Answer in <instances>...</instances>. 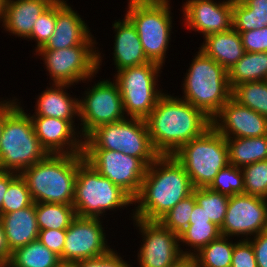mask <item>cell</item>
I'll use <instances>...</instances> for the list:
<instances>
[{
  "mask_svg": "<svg viewBox=\"0 0 267 267\" xmlns=\"http://www.w3.org/2000/svg\"><path fill=\"white\" fill-rule=\"evenodd\" d=\"M19 175L12 171H0V215L3 204V199L7 193L9 184Z\"/></svg>",
  "mask_w": 267,
  "mask_h": 267,
  "instance_id": "obj_45",
  "label": "cell"
},
{
  "mask_svg": "<svg viewBox=\"0 0 267 267\" xmlns=\"http://www.w3.org/2000/svg\"><path fill=\"white\" fill-rule=\"evenodd\" d=\"M57 267H75L74 263H60Z\"/></svg>",
  "mask_w": 267,
  "mask_h": 267,
  "instance_id": "obj_52",
  "label": "cell"
},
{
  "mask_svg": "<svg viewBox=\"0 0 267 267\" xmlns=\"http://www.w3.org/2000/svg\"><path fill=\"white\" fill-rule=\"evenodd\" d=\"M33 203L27 183L19 174L8 186L3 199L1 215L26 208Z\"/></svg>",
  "mask_w": 267,
  "mask_h": 267,
  "instance_id": "obj_38",
  "label": "cell"
},
{
  "mask_svg": "<svg viewBox=\"0 0 267 267\" xmlns=\"http://www.w3.org/2000/svg\"><path fill=\"white\" fill-rule=\"evenodd\" d=\"M83 156L97 172L119 186L133 200L138 196L148 168L140 158L108 149H83Z\"/></svg>",
  "mask_w": 267,
  "mask_h": 267,
  "instance_id": "obj_14",
  "label": "cell"
},
{
  "mask_svg": "<svg viewBox=\"0 0 267 267\" xmlns=\"http://www.w3.org/2000/svg\"><path fill=\"white\" fill-rule=\"evenodd\" d=\"M235 240L231 267H258L251 242L245 239Z\"/></svg>",
  "mask_w": 267,
  "mask_h": 267,
  "instance_id": "obj_40",
  "label": "cell"
},
{
  "mask_svg": "<svg viewBox=\"0 0 267 267\" xmlns=\"http://www.w3.org/2000/svg\"><path fill=\"white\" fill-rule=\"evenodd\" d=\"M212 127L225 138L261 137L267 135V118L231 97L212 118Z\"/></svg>",
  "mask_w": 267,
  "mask_h": 267,
  "instance_id": "obj_18",
  "label": "cell"
},
{
  "mask_svg": "<svg viewBox=\"0 0 267 267\" xmlns=\"http://www.w3.org/2000/svg\"><path fill=\"white\" fill-rule=\"evenodd\" d=\"M66 0H56V26L53 35L39 50H56L82 43H98L89 25Z\"/></svg>",
  "mask_w": 267,
  "mask_h": 267,
  "instance_id": "obj_20",
  "label": "cell"
},
{
  "mask_svg": "<svg viewBox=\"0 0 267 267\" xmlns=\"http://www.w3.org/2000/svg\"><path fill=\"white\" fill-rule=\"evenodd\" d=\"M245 52H267V26L246 32H239Z\"/></svg>",
  "mask_w": 267,
  "mask_h": 267,
  "instance_id": "obj_42",
  "label": "cell"
},
{
  "mask_svg": "<svg viewBox=\"0 0 267 267\" xmlns=\"http://www.w3.org/2000/svg\"><path fill=\"white\" fill-rule=\"evenodd\" d=\"M252 246L258 267H267V230L248 239Z\"/></svg>",
  "mask_w": 267,
  "mask_h": 267,
  "instance_id": "obj_44",
  "label": "cell"
},
{
  "mask_svg": "<svg viewBox=\"0 0 267 267\" xmlns=\"http://www.w3.org/2000/svg\"><path fill=\"white\" fill-rule=\"evenodd\" d=\"M163 68L150 61L143 65L115 70L112 79L119 87L126 117L145 119L152 112L158 99L166 91L158 84Z\"/></svg>",
  "mask_w": 267,
  "mask_h": 267,
  "instance_id": "obj_11",
  "label": "cell"
},
{
  "mask_svg": "<svg viewBox=\"0 0 267 267\" xmlns=\"http://www.w3.org/2000/svg\"><path fill=\"white\" fill-rule=\"evenodd\" d=\"M6 1L7 0H0V24L3 26L4 22V11H5V6H6Z\"/></svg>",
  "mask_w": 267,
  "mask_h": 267,
  "instance_id": "obj_51",
  "label": "cell"
},
{
  "mask_svg": "<svg viewBox=\"0 0 267 267\" xmlns=\"http://www.w3.org/2000/svg\"><path fill=\"white\" fill-rule=\"evenodd\" d=\"M56 0H7L4 11L3 30L26 40L38 17Z\"/></svg>",
  "mask_w": 267,
  "mask_h": 267,
  "instance_id": "obj_23",
  "label": "cell"
},
{
  "mask_svg": "<svg viewBox=\"0 0 267 267\" xmlns=\"http://www.w3.org/2000/svg\"><path fill=\"white\" fill-rule=\"evenodd\" d=\"M119 254V255H118ZM117 250L112 249L107 254L75 262V267H132L127 260L123 259Z\"/></svg>",
  "mask_w": 267,
  "mask_h": 267,
  "instance_id": "obj_41",
  "label": "cell"
},
{
  "mask_svg": "<svg viewBox=\"0 0 267 267\" xmlns=\"http://www.w3.org/2000/svg\"><path fill=\"white\" fill-rule=\"evenodd\" d=\"M182 7V24L188 31L206 37L209 34L226 32L232 28V1L185 0Z\"/></svg>",
  "mask_w": 267,
  "mask_h": 267,
  "instance_id": "obj_17",
  "label": "cell"
},
{
  "mask_svg": "<svg viewBox=\"0 0 267 267\" xmlns=\"http://www.w3.org/2000/svg\"><path fill=\"white\" fill-rule=\"evenodd\" d=\"M97 45L98 43H82L64 49L38 50L33 54L43 60L46 74L52 81L49 84H68L75 87L81 81L86 84L91 82L99 74L105 54Z\"/></svg>",
  "mask_w": 267,
  "mask_h": 267,
  "instance_id": "obj_9",
  "label": "cell"
},
{
  "mask_svg": "<svg viewBox=\"0 0 267 267\" xmlns=\"http://www.w3.org/2000/svg\"><path fill=\"white\" fill-rule=\"evenodd\" d=\"M196 199L192 193L176 204L159 222L173 233L180 235L189 225Z\"/></svg>",
  "mask_w": 267,
  "mask_h": 267,
  "instance_id": "obj_36",
  "label": "cell"
},
{
  "mask_svg": "<svg viewBox=\"0 0 267 267\" xmlns=\"http://www.w3.org/2000/svg\"><path fill=\"white\" fill-rule=\"evenodd\" d=\"M34 132L48 154H83L84 138L67 120L30 116Z\"/></svg>",
  "mask_w": 267,
  "mask_h": 267,
  "instance_id": "obj_19",
  "label": "cell"
},
{
  "mask_svg": "<svg viewBox=\"0 0 267 267\" xmlns=\"http://www.w3.org/2000/svg\"><path fill=\"white\" fill-rule=\"evenodd\" d=\"M176 267H196V264L192 259L186 258Z\"/></svg>",
  "mask_w": 267,
  "mask_h": 267,
  "instance_id": "obj_50",
  "label": "cell"
},
{
  "mask_svg": "<svg viewBox=\"0 0 267 267\" xmlns=\"http://www.w3.org/2000/svg\"><path fill=\"white\" fill-rule=\"evenodd\" d=\"M129 216L133 226L141 234L142 242L137 250L140 267H176L186 259L179 244V235L164 227L159 221H146Z\"/></svg>",
  "mask_w": 267,
  "mask_h": 267,
  "instance_id": "obj_13",
  "label": "cell"
},
{
  "mask_svg": "<svg viewBox=\"0 0 267 267\" xmlns=\"http://www.w3.org/2000/svg\"><path fill=\"white\" fill-rule=\"evenodd\" d=\"M12 251L9 249L2 222L0 220V261L7 266L11 259Z\"/></svg>",
  "mask_w": 267,
  "mask_h": 267,
  "instance_id": "obj_46",
  "label": "cell"
},
{
  "mask_svg": "<svg viewBox=\"0 0 267 267\" xmlns=\"http://www.w3.org/2000/svg\"><path fill=\"white\" fill-rule=\"evenodd\" d=\"M173 157L184 167L194 188L209 187L218 172L229 164L226 139L212 126L183 144Z\"/></svg>",
  "mask_w": 267,
  "mask_h": 267,
  "instance_id": "obj_7",
  "label": "cell"
},
{
  "mask_svg": "<svg viewBox=\"0 0 267 267\" xmlns=\"http://www.w3.org/2000/svg\"><path fill=\"white\" fill-rule=\"evenodd\" d=\"M56 26V1L46 9L35 21L31 35L26 41L34 40L35 50L42 48L53 35Z\"/></svg>",
  "mask_w": 267,
  "mask_h": 267,
  "instance_id": "obj_39",
  "label": "cell"
},
{
  "mask_svg": "<svg viewBox=\"0 0 267 267\" xmlns=\"http://www.w3.org/2000/svg\"><path fill=\"white\" fill-rule=\"evenodd\" d=\"M267 80V52H245L228 71L231 90L245 82Z\"/></svg>",
  "mask_w": 267,
  "mask_h": 267,
  "instance_id": "obj_28",
  "label": "cell"
},
{
  "mask_svg": "<svg viewBox=\"0 0 267 267\" xmlns=\"http://www.w3.org/2000/svg\"><path fill=\"white\" fill-rule=\"evenodd\" d=\"M171 0L126 6L125 16L135 26L149 61L165 65L174 23Z\"/></svg>",
  "mask_w": 267,
  "mask_h": 267,
  "instance_id": "obj_10",
  "label": "cell"
},
{
  "mask_svg": "<svg viewBox=\"0 0 267 267\" xmlns=\"http://www.w3.org/2000/svg\"><path fill=\"white\" fill-rule=\"evenodd\" d=\"M220 236V227L213 222L189 223L187 228L179 235L180 250L185 258L191 259L203 247Z\"/></svg>",
  "mask_w": 267,
  "mask_h": 267,
  "instance_id": "obj_30",
  "label": "cell"
},
{
  "mask_svg": "<svg viewBox=\"0 0 267 267\" xmlns=\"http://www.w3.org/2000/svg\"><path fill=\"white\" fill-rule=\"evenodd\" d=\"M201 44L199 49L226 71H229L245 53L241 35L233 27L226 32L207 35Z\"/></svg>",
  "mask_w": 267,
  "mask_h": 267,
  "instance_id": "obj_25",
  "label": "cell"
},
{
  "mask_svg": "<svg viewBox=\"0 0 267 267\" xmlns=\"http://www.w3.org/2000/svg\"><path fill=\"white\" fill-rule=\"evenodd\" d=\"M9 249L25 246L39 237L36 203L15 212L0 215Z\"/></svg>",
  "mask_w": 267,
  "mask_h": 267,
  "instance_id": "obj_24",
  "label": "cell"
},
{
  "mask_svg": "<svg viewBox=\"0 0 267 267\" xmlns=\"http://www.w3.org/2000/svg\"><path fill=\"white\" fill-rule=\"evenodd\" d=\"M5 118V98H0V135L3 127V121Z\"/></svg>",
  "mask_w": 267,
  "mask_h": 267,
  "instance_id": "obj_48",
  "label": "cell"
},
{
  "mask_svg": "<svg viewBox=\"0 0 267 267\" xmlns=\"http://www.w3.org/2000/svg\"><path fill=\"white\" fill-rule=\"evenodd\" d=\"M127 1H128L127 5H132V4L159 3L167 0H127Z\"/></svg>",
  "mask_w": 267,
  "mask_h": 267,
  "instance_id": "obj_49",
  "label": "cell"
},
{
  "mask_svg": "<svg viewBox=\"0 0 267 267\" xmlns=\"http://www.w3.org/2000/svg\"><path fill=\"white\" fill-rule=\"evenodd\" d=\"M196 203L202 206L210 221L221 227L229 204V196L211 190L209 187L194 188Z\"/></svg>",
  "mask_w": 267,
  "mask_h": 267,
  "instance_id": "obj_34",
  "label": "cell"
},
{
  "mask_svg": "<svg viewBox=\"0 0 267 267\" xmlns=\"http://www.w3.org/2000/svg\"><path fill=\"white\" fill-rule=\"evenodd\" d=\"M72 205L76 216L105 219L108 210L113 212L121 208L124 210L125 207L133 206L134 200L88 164L83 154H78Z\"/></svg>",
  "mask_w": 267,
  "mask_h": 267,
  "instance_id": "obj_6",
  "label": "cell"
},
{
  "mask_svg": "<svg viewBox=\"0 0 267 267\" xmlns=\"http://www.w3.org/2000/svg\"><path fill=\"white\" fill-rule=\"evenodd\" d=\"M77 170L78 154H48L20 175L34 203L72 205Z\"/></svg>",
  "mask_w": 267,
  "mask_h": 267,
  "instance_id": "obj_4",
  "label": "cell"
},
{
  "mask_svg": "<svg viewBox=\"0 0 267 267\" xmlns=\"http://www.w3.org/2000/svg\"><path fill=\"white\" fill-rule=\"evenodd\" d=\"M196 53L183 75V95L178 97L202 110L212 119L231 98L228 71L199 48Z\"/></svg>",
  "mask_w": 267,
  "mask_h": 267,
  "instance_id": "obj_5",
  "label": "cell"
},
{
  "mask_svg": "<svg viewBox=\"0 0 267 267\" xmlns=\"http://www.w3.org/2000/svg\"><path fill=\"white\" fill-rule=\"evenodd\" d=\"M165 92L145 118L153 148L159 155H170L201 136L212 126V119L187 101Z\"/></svg>",
  "mask_w": 267,
  "mask_h": 267,
  "instance_id": "obj_1",
  "label": "cell"
},
{
  "mask_svg": "<svg viewBox=\"0 0 267 267\" xmlns=\"http://www.w3.org/2000/svg\"><path fill=\"white\" fill-rule=\"evenodd\" d=\"M76 217L73 205L36 203V219L39 230L67 229Z\"/></svg>",
  "mask_w": 267,
  "mask_h": 267,
  "instance_id": "obj_32",
  "label": "cell"
},
{
  "mask_svg": "<svg viewBox=\"0 0 267 267\" xmlns=\"http://www.w3.org/2000/svg\"><path fill=\"white\" fill-rule=\"evenodd\" d=\"M266 230L267 199L247 194L229 197L224 222L220 227L222 236L248 240Z\"/></svg>",
  "mask_w": 267,
  "mask_h": 267,
  "instance_id": "obj_16",
  "label": "cell"
},
{
  "mask_svg": "<svg viewBox=\"0 0 267 267\" xmlns=\"http://www.w3.org/2000/svg\"><path fill=\"white\" fill-rule=\"evenodd\" d=\"M0 267H6V266L0 261Z\"/></svg>",
  "mask_w": 267,
  "mask_h": 267,
  "instance_id": "obj_53",
  "label": "cell"
},
{
  "mask_svg": "<svg viewBox=\"0 0 267 267\" xmlns=\"http://www.w3.org/2000/svg\"><path fill=\"white\" fill-rule=\"evenodd\" d=\"M241 170L245 194L267 199V160L246 165Z\"/></svg>",
  "mask_w": 267,
  "mask_h": 267,
  "instance_id": "obj_37",
  "label": "cell"
},
{
  "mask_svg": "<svg viewBox=\"0 0 267 267\" xmlns=\"http://www.w3.org/2000/svg\"><path fill=\"white\" fill-rule=\"evenodd\" d=\"M231 239V237L221 235L203 247L191 258L196 267H231L235 245Z\"/></svg>",
  "mask_w": 267,
  "mask_h": 267,
  "instance_id": "obj_31",
  "label": "cell"
},
{
  "mask_svg": "<svg viewBox=\"0 0 267 267\" xmlns=\"http://www.w3.org/2000/svg\"><path fill=\"white\" fill-rule=\"evenodd\" d=\"M228 145L229 164L242 168L267 160V135L248 138H225Z\"/></svg>",
  "mask_w": 267,
  "mask_h": 267,
  "instance_id": "obj_26",
  "label": "cell"
},
{
  "mask_svg": "<svg viewBox=\"0 0 267 267\" xmlns=\"http://www.w3.org/2000/svg\"><path fill=\"white\" fill-rule=\"evenodd\" d=\"M83 149H108L140 158L147 166L160 155L150 140L145 119L129 118L97 126L85 138Z\"/></svg>",
  "mask_w": 267,
  "mask_h": 267,
  "instance_id": "obj_8",
  "label": "cell"
},
{
  "mask_svg": "<svg viewBox=\"0 0 267 267\" xmlns=\"http://www.w3.org/2000/svg\"><path fill=\"white\" fill-rule=\"evenodd\" d=\"M47 88L37 95L34 113L29 116H45L69 121L79 132V104L75 95H70L68 89L73 85L49 84ZM71 96V97H70Z\"/></svg>",
  "mask_w": 267,
  "mask_h": 267,
  "instance_id": "obj_21",
  "label": "cell"
},
{
  "mask_svg": "<svg viewBox=\"0 0 267 267\" xmlns=\"http://www.w3.org/2000/svg\"><path fill=\"white\" fill-rule=\"evenodd\" d=\"M206 222H211L210 218L207 217L202 206L195 203L193 211L190 216L189 223H206Z\"/></svg>",
  "mask_w": 267,
  "mask_h": 267,
  "instance_id": "obj_47",
  "label": "cell"
},
{
  "mask_svg": "<svg viewBox=\"0 0 267 267\" xmlns=\"http://www.w3.org/2000/svg\"><path fill=\"white\" fill-rule=\"evenodd\" d=\"M17 97L5 100V118L0 135V171L21 173L43 160L48 153L41 146L28 110ZM27 111V112H25Z\"/></svg>",
  "mask_w": 267,
  "mask_h": 267,
  "instance_id": "obj_3",
  "label": "cell"
},
{
  "mask_svg": "<svg viewBox=\"0 0 267 267\" xmlns=\"http://www.w3.org/2000/svg\"><path fill=\"white\" fill-rule=\"evenodd\" d=\"M194 187L184 167L170 155H160L144 176L134 199L133 218L159 221L176 204L192 194Z\"/></svg>",
  "mask_w": 267,
  "mask_h": 267,
  "instance_id": "obj_2",
  "label": "cell"
},
{
  "mask_svg": "<svg viewBox=\"0 0 267 267\" xmlns=\"http://www.w3.org/2000/svg\"><path fill=\"white\" fill-rule=\"evenodd\" d=\"M60 258L37 239L12 252L6 267H57Z\"/></svg>",
  "mask_w": 267,
  "mask_h": 267,
  "instance_id": "obj_29",
  "label": "cell"
},
{
  "mask_svg": "<svg viewBox=\"0 0 267 267\" xmlns=\"http://www.w3.org/2000/svg\"><path fill=\"white\" fill-rule=\"evenodd\" d=\"M112 28L115 33L112 64L117 71L150 62L144 54L135 26L125 15L123 19L115 20Z\"/></svg>",
  "mask_w": 267,
  "mask_h": 267,
  "instance_id": "obj_22",
  "label": "cell"
},
{
  "mask_svg": "<svg viewBox=\"0 0 267 267\" xmlns=\"http://www.w3.org/2000/svg\"><path fill=\"white\" fill-rule=\"evenodd\" d=\"M93 83L83 92L82 97H78L79 126L83 138L97 126L126 118L117 83L109 78Z\"/></svg>",
  "mask_w": 267,
  "mask_h": 267,
  "instance_id": "obj_12",
  "label": "cell"
},
{
  "mask_svg": "<svg viewBox=\"0 0 267 267\" xmlns=\"http://www.w3.org/2000/svg\"><path fill=\"white\" fill-rule=\"evenodd\" d=\"M66 237V229H47L39 230L38 239L46 246L49 250L53 251L60 258L62 263V251L64 241Z\"/></svg>",
  "mask_w": 267,
  "mask_h": 267,
  "instance_id": "obj_43",
  "label": "cell"
},
{
  "mask_svg": "<svg viewBox=\"0 0 267 267\" xmlns=\"http://www.w3.org/2000/svg\"><path fill=\"white\" fill-rule=\"evenodd\" d=\"M102 220L104 219L80 216L74 218L66 229L62 263L100 257L113 249L108 243Z\"/></svg>",
  "mask_w": 267,
  "mask_h": 267,
  "instance_id": "obj_15",
  "label": "cell"
},
{
  "mask_svg": "<svg viewBox=\"0 0 267 267\" xmlns=\"http://www.w3.org/2000/svg\"><path fill=\"white\" fill-rule=\"evenodd\" d=\"M267 26V0H238L232 2V27L246 32Z\"/></svg>",
  "mask_w": 267,
  "mask_h": 267,
  "instance_id": "obj_27",
  "label": "cell"
},
{
  "mask_svg": "<svg viewBox=\"0 0 267 267\" xmlns=\"http://www.w3.org/2000/svg\"><path fill=\"white\" fill-rule=\"evenodd\" d=\"M209 188L229 197L245 194L244 176L241 168L228 164L218 172Z\"/></svg>",
  "mask_w": 267,
  "mask_h": 267,
  "instance_id": "obj_35",
  "label": "cell"
},
{
  "mask_svg": "<svg viewBox=\"0 0 267 267\" xmlns=\"http://www.w3.org/2000/svg\"><path fill=\"white\" fill-rule=\"evenodd\" d=\"M231 97L267 118V80L241 83L232 89Z\"/></svg>",
  "mask_w": 267,
  "mask_h": 267,
  "instance_id": "obj_33",
  "label": "cell"
}]
</instances>
